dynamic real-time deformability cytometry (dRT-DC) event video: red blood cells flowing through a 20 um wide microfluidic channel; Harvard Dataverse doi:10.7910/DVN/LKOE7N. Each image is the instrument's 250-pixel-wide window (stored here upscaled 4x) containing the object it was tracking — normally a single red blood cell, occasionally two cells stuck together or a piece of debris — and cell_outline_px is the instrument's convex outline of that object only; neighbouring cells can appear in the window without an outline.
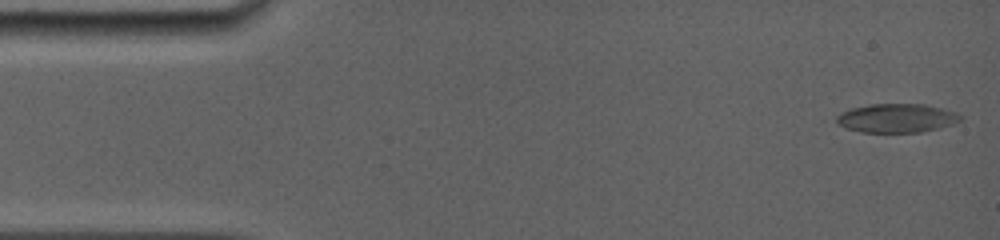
{"species": "common noctule bat (a hibernating species)", "species_latin": "Nyctalus noctula", "temperature_condition": "room temperature", "stored_images_in_passage": 9, "camera_frame_rate_fps": 5000, "um_per_image_px": 0.085, "animal": {"sex": "female", "body_mass_g": 19.0, "forearm_length_mm": 56.7}, "frame": {"image": 1, "passage_image": 1, "time_ms": 0.0, "image_size_px": [1000, 240], "cell_outline_px": [[964, 116], [960, 120], [952, 124], [940, 128], [920, 132], [860, 132], [824, 120], [840, 112], [852, 108], [868, 104], [924, 104], [956, 112]], "centroid_in_image_um": [76.08, 10.04], "position_along_channel_um": 8.9, "area_um2": 21.33}}
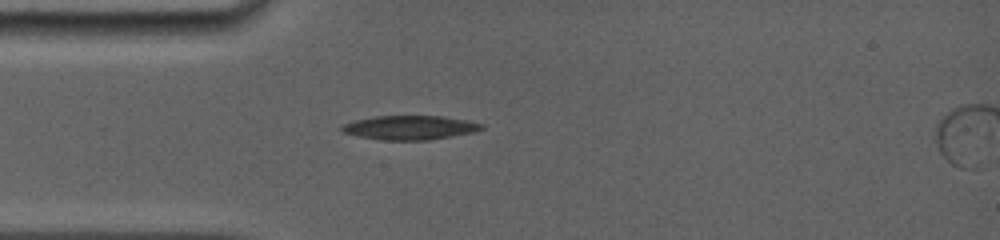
{"frame": {"image": 2, "passage_image": 6, "time_ms": 3.8, "image_size_px": [1000, 240], "cell_outline_px": [[484, 128], [476, 132], [428, 140], [384, 140], [360, 136], [344, 132], [340, 128], [344, 124], [352, 120], [376, 116], [444, 116], [468, 120], [484, 124]], "centroid_in_image_um": [34.89, 10.84], "position_along_channel_um": 50.1, "area_um2": 19.65}}
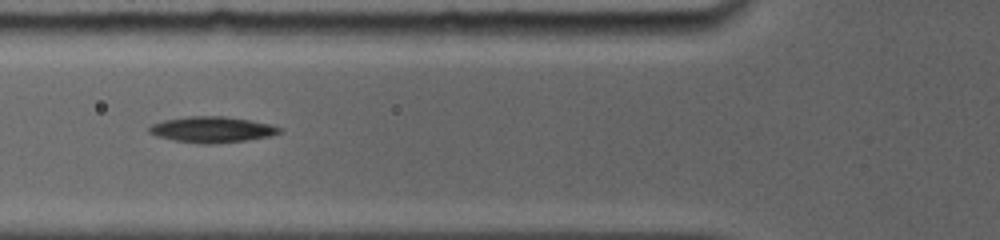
{"frame": {"image": 3, "passage_image": 8, "time_ms": 5.4, "image_size_px": [1000, 240], "cell_outline_px": [[284, 132], [272, 136], [248, 140], [216, 144], [204, 144], [172, 140], [156, 136], [148, 132], [148, 128], [152, 124], [164, 120], [188, 116], [224, 116], [252, 120], [272, 124], [280, 128]], "centroid_in_image_um": [18.06, 11.01], "position_along_channel_um": 107.7, "area_um2": 20.0}}